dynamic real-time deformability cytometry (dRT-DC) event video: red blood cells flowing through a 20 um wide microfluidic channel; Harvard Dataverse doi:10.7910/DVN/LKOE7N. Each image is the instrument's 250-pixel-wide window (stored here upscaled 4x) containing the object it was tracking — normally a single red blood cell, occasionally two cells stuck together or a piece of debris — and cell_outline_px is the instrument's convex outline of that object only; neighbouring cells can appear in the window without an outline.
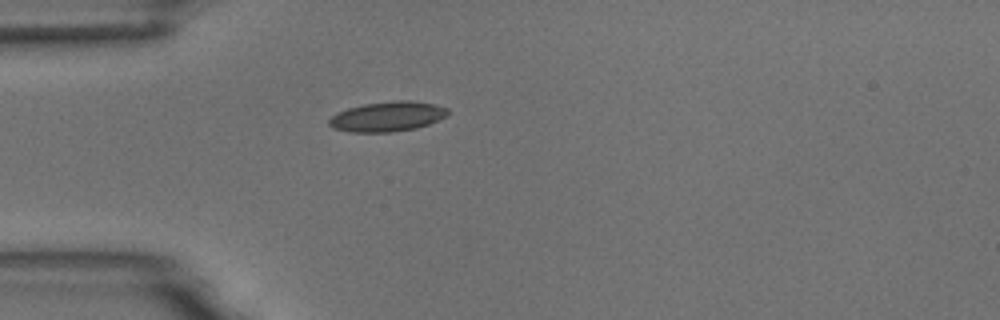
{"species": "common noctule bat (a hibernating species)", "species_latin": "Nyctalus noctula", "temperature_condition": "room temperature", "stored_images_in_passage": 1, "camera_frame_rate_fps": 3000, "um_per_image_px": 0.085, "animal": {"sex": "male", "body_mass_g": 18.8}, "frame": {"image": 1, "passage_image": 1, "time_ms": 0.0, "image_size_px": [1000, 320], "cell_outline_px": [[448, 112], [444, 116], [428, 124], [416, 128], [392, 132], [352, 132], [332, 128], [328, 124], [328, 120], [336, 112], [348, 108], [364, 104], [396, 100], [412, 100], [436, 104], [448, 108]], "centroid_in_image_um": [32.9, 9.9], "position_along_channel_um": 52.1, "area_um2": 20.69}}